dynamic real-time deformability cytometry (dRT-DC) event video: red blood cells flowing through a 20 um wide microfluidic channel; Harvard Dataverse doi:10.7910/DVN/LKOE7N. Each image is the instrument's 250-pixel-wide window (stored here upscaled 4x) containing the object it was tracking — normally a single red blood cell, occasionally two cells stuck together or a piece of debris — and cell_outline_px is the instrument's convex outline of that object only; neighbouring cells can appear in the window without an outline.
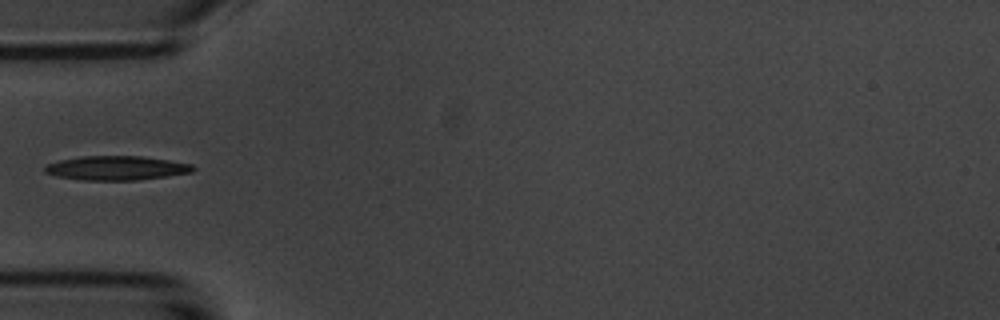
{"species": "common noctule bat (a hibernating species)", "species_latin": "Nyctalus noctula", "temperature_condition": "room temperature", "stored_images_in_passage": 5, "camera_frame_rate_fps": 3000, "um_per_image_px": 0.085, "animal": {"sex": "male", "body_mass_g": 20.1, "forearm_length_mm": 53.5}, "frame": {"image": 1, "passage_image": 4, "time_ms": 3.333, "image_size_px": [1000, 320], "cell_outline_px": [[196, 168], [192, 172], [136, 180], [84, 180], [56, 176], [44, 172], [44, 168], [48, 164], [60, 160], [80, 156], [140, 156], [168, 160], [192, 164]], "centroid_in_image_um": [9.88, 14.28], "position_along_channel_um": 75.1, "area_um2": 20.69}}